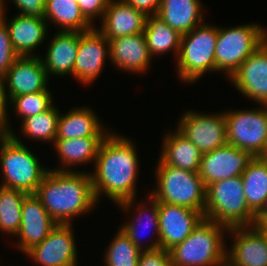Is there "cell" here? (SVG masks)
Instances as JSON below:
<instances>
[{
    "label": "cell",
    "mask_w": 267,
    "mask_h": 266,
    "mask_svg": "<svg viewBox=\"0 0 267 266\" xmlns=\"http://www.w3.org/2000/svg\"><path fill=\"white\" fill-rule=\"evenodd\" d=\"M26 195L23 191L0 186V232L16 237Z\"/></svg>",
    "instance_id": "cell-31"
},
{
    "label": "cell",
    "mask_w": 267,
    "mask_h": 266,
    "mask_svg": "<svg viewBox=\"0 0 267 266\" xmlns=\"http://www.w3.org/2000/svg\"><path fill=\"white\" fill-rule=\"evenodd\" d=\"M108 42L110 51L108 59L116 70L119 68L136 75L147 73L154 57L149 52L144 33L116 37Z\"/></svg>",
    "instance_id": "cell-20"
},
{
    "label": "cell",
    "mask_w": 267,
    "mask_h": 266,
    "mask_svg": "<svg viewBox=\"0 0 267 266\" xmlns=\"http://www.w3.org/2000/svg\"><path fill=\"white\" fill-rule=\"evenodd\" d=\"M200 0H161L157 15L181 35L204 23Z\"/></svg>",
    "instance_id": "cell-27"
},
{
    "label": "cell",
    "mask_w": 267,
    "mask_h": 266,
    "mask_svg": "<svg viewBox=\"0 0 267 266\" xmlns=\"http://www.w3.org/2000/svg\"><path fill=\"white\" fill-rule=\"evenodd\" d=\"M104 252L105 266H138L141 250L119 227L112 241Z\"/></svg>",
    "instance_id": "cell-33"
},
{
    "label": "cell",
    "mask_w": 267,
    "mask_h": 266,
    "mask_svg": "<svg viewBox=\"0 0 267 266\" xmlns=\"http://www.w3.org/2000/svg\"><path fill=\"white\" fill-rule=\"evenodd\" d=\"M241 177L246 203L257 215L267 199V156L254 157Z\"/></svg>",
    "instance_id": "cell-29"
},
{
    "label": "cell",
    "mask_w": 267,
    "mask_h": 266,
    "mask_svg": "<svg viewBox=\"0 0 267 266\" xmlns=\"http://www.w3.org/2000/svg\"><path fill=\"white\" fill-rule=\"evenodd\" d=\"M5 0H0V23L3 21L4 15L7 12V7L5 8Z\"/></svg>",
    "instance_id": "cell-42"
},
{
    "label": "cell",
    "mask_w": 267,
    "mask_h": 266,
    "mask_svg": "<svg viewBox=\"0 0 267 266\" xmlns=\"http://www.w3.org/2000/svg\"><path fill=\"white\" fill-rule=\"evenodd\" d=\"M89 106L73 107L59 115L55 139H77L84 137H106L111 130Z\"/></svg>",
    "instance_id": "cell-24"
},
{
    "label": "cell",
    "mask_w": 267,
    "mask_h": 266,
    "mask_svg": "<svg viewBox=\"0 0 267 266\" xmlns=\"http://www.w3.org/2000/svg\"><path fill=\"white\" fill-rule=\"evenodd\" d=\"M52 92L49 89L45 91L24 94L13 97L9 101V106L13 109L15 115L20 120L35 116L50 109L54 105ZM13 106V107H12Z\"/></svg>",
    "instance_id": "cell-34"
},
{
    "label": "cell",
    "mask_w": 267,
    "mask_h": 266,
    "mask_svg": "<svg viewBox=\"0 0 267 266\" xmlns=\"http://www.w3.org/2000/svg\"><path fill=\"white\" fill-rule=\"evenodd\" d=\"M160 248L169 250L184 241L204 219L202 212L158 202Z\"/></svg>",
    "instance_id": "cell-16"
},
{
    "label": "cell",
    "mask_w": 267,
    "mask_h": 266,
    "mask_svg": "<svg viewBox=\"0 0 267 266\" xmlns=\"http://www.w3.org/2000/svg\"><path fill=\"white\" fill-rule=\"evenodd\" d=\"M148 16L125 0H110L99 31L107 40L144 33Z\"/></svg>",
    "instance_id": "cell-21"
},
{
    "label": "cell",
    "mask_w": 267,
    "mask_h": 266,
    "mask_svg": "<svg viewBox=\"0 0 267 266\" xmlns=\"http://www.w3.org/2000/svg\"><path fill=\"white\" fill-rule=\"evenodd\" d=\"M176 129L204 154L227 144L224 111L204 114L188 110L181 115Z\"/></svg>",
    "instance_id": "cell-10"
},
{
    "label": "cell",
    "mask_w": 267,
    "mask_h": 266,
    "mask_svg": "<svg viewBox=\"0 0 267 266\" xmlns=\"http://www.w3.org/2000/svg\"><path fill=\"white\" fill-rule=\"evenodd\" d=\"M138 266H171L169 251L162 248L142 251Z\"/></svg>",
    "instance_id": "cell-37"
},
{
    "label": "cell",
    "mask_w": 267,
    "mask_h": 266,
    "mask_svg": "<svg viewBox=\"0 0 267 266\" xmlns=\"http://www.w3.org/2000/svg\"><path fill=\"white\" fill-rule=\"evenodd\" d=\"M147 46L151 56L164 55L169 51L177 58L181 34L165 23L157 14L147 18L144 30Z\"/></svg>",
    "instance_id": "cell-30"
},
{
    "label": "cell",
    "mask_w": 267,
    "mask_h": 266,
    "mask_svg": "<svg viewBox=\"0 0 267 266\" xmlns=\"http://www.w3.org/2000/svg\"><path fill=\"white\" fill-rule=\"evenodd\" d=\"M16 135L12 131L0 139V186L34 194L50 168L44 167Z\"/></svg>",
    "instance_id": "cell-3"
},
{
    "label": "cell",
    "mask_w": 267,
    "mask_h": 266,
    "mask_svg": "<svg viewBox=\"0 0 267 266\" xmlns=\"http://www.w3.org/2000/svg\"><path fill=\"white\" fill-rule=\"evenodd\" d=\"M134 8L145 13L147 16L157 14L160 8L161 0H125Z\"/></svg>",
    "instance_id": "cell-40"
},
{
    "label": "cell",
    "mask_w": 267,
    "mask_h": 266,
    "mask_svg": "<svg viewBox=\"0 0 267 266\" xmlns=\"http://www.w3.org/2000/svg\"><path fill=\"white\" fill-rule=\"evenodd\" d=\"M226 260L234 266H267V235L257 226L232 227ZM230 249V250H229Z\"/></svg>",
    "instance_id": "cell-14"
},
{
    "label": "cell",
    "mask_w": 267,
    "mask_h": 266,
    "mask_svg": "<svg viewBox=\"0 0 267 266\" xmlns=\"http://www.w3.org/2000/svg\"><path fill=\"white\" fill-rule=\"evenodd\" d=\"M133 140L111 131L102 141L89 172L95 199L106 195L114 204L137 199L139 155ZM99 200V201H98Z\"/></svg>",
    "instance_id": "cell-1"
},
{
    "label": "cell",
    "mask_w": 267,
    "mask_h": 266,
    "mask_svg": "<svg viewBox=\"0 0 267 266\" xmlns=\"http://www.w3.org/2000/svg\"><path fill=\"white\" fill-rule=\"evenodd\" d=\"M89 172L50 168L44 176L34 194L57 224H72L97 207Z\"/></svg>",
    "instance_id": "cell-2"
},
{
    "label": "cell",
    "mask_w": 267,
    "mask_h": 266,
    "mask_svg": "<svg viewBox=\"0 0 267 266\" xmlns=\"http://www.w3.org/2000/svg\"><path fill=\"white\" fill-rule=\"evenodd\" d=\"M227 144L250 153L253 157L267 156V105L251 109L224 112Z\"/></svg>",
    "instance_id": "cell-9"
},
{
    "label": "cell",
    "mask_w": 267,
    "mask_h": 266,
    "mask_svg": "<svg viewBox=\"0 0 267 266\" xmlns=\"http://www.w3.org/2000/svg\"><path fill=\"white\" fill-rule=\"evenodd\" d=\"M80 31H57L51 37L44 58L41 57L50 78L72 75L78 52ZM53 38V39H52ZM50 75V76H49Z\"/></svg>",
    "instance_id": "cell-22"
},
{
    "label": "cell",
    "mask_w": 267,
    "mask_h": 266,
    "mask_svg": "<svg viewBox=\"0 0 267 266\" xmlns=\"http://www.w3.org/2000/svg\"><path fill=\"white\" fill-rule=\"evenodd\" d=\"M44 19L57 25L59 31L86 32L95 27L84 17L75 0H46Z\"/></svg>",
    "instance_id": "cell-28"
},
{
    "label": "cell",
    "mask_w": 267,
    "mask_h": 266,
    "mask_svg": "<svg viewBox=\"0 0 267 266\" xmlns=\"http://www.w3.org/2000/svg\"><path fill=\"white\" fill-rule=\"evenodd\" d=\"M18 56L12 48L8 28L2 21L0 23V73L5 75Z\"/></svg>",
    "instance_id": "cell-35"
},
{
    "label": "cell",
    "mask_w": 267,
    "mask_h": 266,
    "mask_svg": "<svg viewBox=\"0 0 267 266\" xmlns=\"http://www.w3.org/2000/svg\"><path fill=\"white\" fill-rule=\"evenodd\" d=\"M8 105H9V98L6 91L5 75L0 73V118L3 120V128L5 134H9L12 131H14L9 125L10 121H8L10 119L8 116L9 115L8 108L10 107Z\"/></svg>",
    "instance_id": "cell-39"
},
{
    "label": "cell",
    "mask_w": 267,
    "mask_h": 266,
    "mask_svg": "<svg viewBox=\"0 0 267 266\" xmlns=\"http://www.w3.org/2000/svg\"><path fill=\"white\" fill-rule=\"evenodd\" d=\"M228 230L204 218L184 241L168 250L171 266H218L226 260Z\"/></svg>",
    "instance_id": "cell-4"
},
{
    "label": "cell",
    "mask_w": 267,
    "mask_h": 266,
    "mask_svg": "<svg viewBox=\"0 0 267 266\" xmlns=\"http://www.w3.org/2000/svg\"><path fill=\"white\" fill-rule=\"evenodd\" d=\"M146 197L150 199L147 200L146 198V202L145 200L144 201L142 200V202L140 201L139 204L138 203L136 204L137 200L136 198H133L116 205L119 206L124 213L127 212L126 214H128L130 212L129 215H131V211L132 209H134L132 211V213L135 212L134 214H132L133 218L131 216V218H129L130 221L123 223L122 226H120V228L129 237L131 242L141 251L154 250L160 248L158 202L149 194ZM146 227L148 231L152 227H154L152 228L153 229L152 231L153 234H155L154 237H156L153 239V241L152 240L148 241L150 242V244L147 242L148 245L143 244L141 240L142 239L141 233L144 232ZM142 229L144 230L142 231Z\"/></svg>",
    "instance_id": "cell-17"
},
{
    "label": "cell",
    "mask_w": 267,
    "mask_h": 266,
    "mask_svg": "<svg viewBox=\"0 0 267 266\" xmlns=\"http://www.w3.org/2000/svg\"><path fill=\"white\" fill-rule=\"evenodd\" d=\"M267 40V31L260 24L218 27L215 49V72H223L229 80L243 61Z\"/></svg>",
    "instance_id": "cell-8"
},
{
    "label": "cell",
    "mask_w": 267,
    "mask_h": 266,
    "mask_svg": "<svg viewBox=\"0 0 267 266\" xmlns=\"http://www.w3.org/2000/svg\"><path fill=\"white\" fill-rule=\"evenodd\" d=\"M110 0H78L77 3L84 17L93 25L94 20H101Z\"/></svg>",
    "instance_id": "cell-36"
},
{
    "label": "cell",
    "mask_w": 267,
    "mask_h": 266,
    "mask_svg": "<svg viewBox=\"0 0 267 266\" xmlns=\"http://www.w3.org/2000/svg\"><path fill=\"white\" fill-rule=\"evenodd\" d=\"M18 8L19 14L44 18L46 0H11Z\"/></svg>",
    "instance_id": "cell-38"
},
{
    "label": "cell",
    "mask_w": 267,
    "mask_h": 266,
    "mask_svg": "<svg viewBox=\"0 0 267 266\" xmlns=\"http://www.w3.org/2000/svg\"><path fill=\"white\" fill-rule=\"evenodd\" d=\"M72 224H57L48 236L25 255L40 266H77L78 251Z\"/></svg>",
    "instance_id": "cell-11"
},
{
    "label": "cell",
    "mask_w": 267,
    "mask_h": 266,
    "mask_svg": "<svg viewBox=\"0 0 267 266\" xmlns=\"http://www.w3.org/2000/svg\"><path fill=\"white\" fill-rule=\"evenodd\" d=\"M157 161L154 169L156 188L151 189L149 195L157 202L187 207L204 214L206 186L199 174Z\"/></svg>",
    "instance_id": "cell-6"
},
{
    "label": "cell",
    "mask_w": 267,
    "mask_h": 266,
    "mask_svg": "<svg viewBox=\"0 0 267 266\" xmlns=\"http://www.w3.org/2000/svg\"><path fill=\"white\" fill-rule=\"evenodd\" d=\"M110 57L109 42L96 28L80 34L78 52L73 67V78L90 85L101 75L105 61Z\"/></svg>",
    "instance_id": "cell-12"
},
{
    "label": "cell",
    "mask_w": 267,
    "mask_h": 266,
    "mask_svg": "<svg viewBox=\"0 0 267 266\" xmlns=\"http://www.w3.org/2000/svg\"><path fill=\"white\" fill-rule=\"evenodd\" d=\"M9 101L16 96L45 91L49 77L40 55L18 56L5 74Z\"/></svg>",
    "instance_id": "cell-18"
},
{
    "label": "cell",
    "mask_w": 267,
    "mask_h": 266,
    "mask_svg": "<svg viewBox=\"0 0 267 266\" xmlns=\"http://www.w3.org/2000/svg\"><path fill=\"white\" fill-rule=\"evenodd\" d=\"M12 48L19 56H32L48 36V23L44 18L16 14L13 18L4 15Z\"/></svg>",
    "instance_id": "cell-23"
},
{
    "label": "cell",
    "mask_w": 267,
    "mask_h": 266,
    "mask_svg": "<svg viewBox=\"0 0 267 266\" xmlns=\"http://www.w3.org/2000/svg\"><path fill=\"white\" fill-rule=\"evenodd\" d=\"M267 235V228H260Z\"/></svg>",
    "instance_id": "cell-45"
},
{
    "label": "cell",
    "mask_w": 267,
    "mask_h": 266,
    "mask_svg": "<svg viewBox=\"0 0 267 266\" xmlns=\"http://www.w3.org/2000/svg\"><path fill=\"white\" fill-rule=\"evenodd\" d=\"M229 79L245 98L267 105V40L243 61Z\"/></svg>",
    "instance_id": "cell-15"
},
{
    "label": "cell",
    "mask_w": 267,
    "mask_h": 266,
    "mask_svg": "<svg viewBox=\"0 0 267 266\" xmlns=\"http://www.w3.org/2000/svg\"><path fill=\"white\" fill-rule=\"evenodd\" d=\"M255 217L246 203L241 176L206 185L205 219L232 228L254 226Z\"/></svg>",
    "instance_id": "cell-5"
},
{
    "label": "cell",
    "mask_w": 267,
    "mask_h": 266,
    "mask_svg": "<svg viewBox=\"0 0 267 266\" xmlns=\"http://www.w3.org/2000/svg\"><path fill=\"white\" fill-rule=\"evenodd\" d=\"M162 143L159 160L164 165L198 173L202 153L177 129L166 133Z\"/></svg>",
    "instance_id": "cell-26"
},
{
    "label": "cell",
    "mask_w": 267,
    "mask_h": 266,
    "mask_svg": "<svg viewBox=\"0 0 267 266\" xmlns=\"http://www.w3.org/2000/svg\"><path fill=\"white\" fill-rule=\"evenodd\" d=\"M255 226L259 228H267V199L263 208L255 217Z\"/></svg>",
    "instance_id": "cell-41"
},
{
    "label": "cell",
    "mask_w": 267,
    "mask_h": 266,
    "mask_svg": "<svg viewBox=\"0 0 267 266\" xmlns=\"http://www.w3.org/2000/svg\"><path fill=\"white\" fill-rule=\"evenodd\" d=\"M218 266H234L228 260H224Z\"/></svg>",
    "instance_id": "cell-44"
},
{
    "label": "cell",
    "mask_w": 267,
    "mask_h": 266,
    "mask_svg": "<svg viewBox=\"0 0 267 266\" xmlns=\"http://www.w3.org/2000/svg\"><path fill=\"white\" fill-rule=\"evenodd\" d=\"M104 138L105 137L55 139L52 146H54L55 151L57 152L60 166L55 167L52 170L74 172L79 171V169L76 170V166H84L86 164L88 165V163L94 165L99 147Z\"/></svg>",
    "instance_id": "cell-25"
},
{
    "label": "cell",
    "mask_w": 267,
    "mask_h": 266,
    "mask_svg": "<svg viewBox=\"0 0 267 266\" xmlns=\"http://www.w3.org/2000/svg\"><path fill=\"white\" fill-rule=\"evenodd\" d=\"M254 157L236 146L226 144L202 154L198 174L204 185L241 176Z\"/></svg>",
    "instance_id": "cell-13"
},
{
    "label": "cell",
    "mask_w": 267,
    "mask_h": 266,
    "mask_svg": "<svg viewBox=\"0 0 267 266\" xmlns=\"http://www.w3.org/2000/svg\"><path fill=\"white\" fill-rule=\"evenodd\" d=\"M218 27L203 23L181 35L176 58V76L186 84H193L208 72L215 73V49Z\"/></svg>",
    "instance_id": "cell-7"
},
{
    "label": "cell",
    "mask_w": 267,
    "mask_h": 266,
    "mask_svg": "<svg viewBox=\"0 0 267 266\" xmlns=\"http://www.w3.org/2000/svg\"><path fill=\"white\" fill-rule=\"evenodd\" d=\"M60 115L54 104L47 111L21 120V135L34 141L54 143L57 134V122Z\"/></svg>",
    "instance_id": "cell-32"
},
{
    "label": "cell",
    "mask_w": 267,
    "mask_h": 266,
    "mask_svg": "<svg viewBox=\"0 0 267 266\" xmlns=\"http://www.w3.org/2000/svg\"><path fill=\"white\" fill-rule=\"evenodd\" d=\"M5 135V131L3 128V120L0 118V139Z\"/></svg>",
    "instance_id": "cell-43"
},
{
    "label": "cell",
    "mask_w": 267,
    "mask_h": 266,
    "mask_svg": "<svg viewBox=\"0 0 267 266\" xmlns=\"http://www.w3.org/2000/svg\"><path fill=\"white\" fill-rule=\"evenodd\" d=\"M57 223L50 217L35 194H27L22 203V219L15 248L25 254L42 242Z\"/></svg>",
    "instance_id": "cell-19"
}]
</instances>
